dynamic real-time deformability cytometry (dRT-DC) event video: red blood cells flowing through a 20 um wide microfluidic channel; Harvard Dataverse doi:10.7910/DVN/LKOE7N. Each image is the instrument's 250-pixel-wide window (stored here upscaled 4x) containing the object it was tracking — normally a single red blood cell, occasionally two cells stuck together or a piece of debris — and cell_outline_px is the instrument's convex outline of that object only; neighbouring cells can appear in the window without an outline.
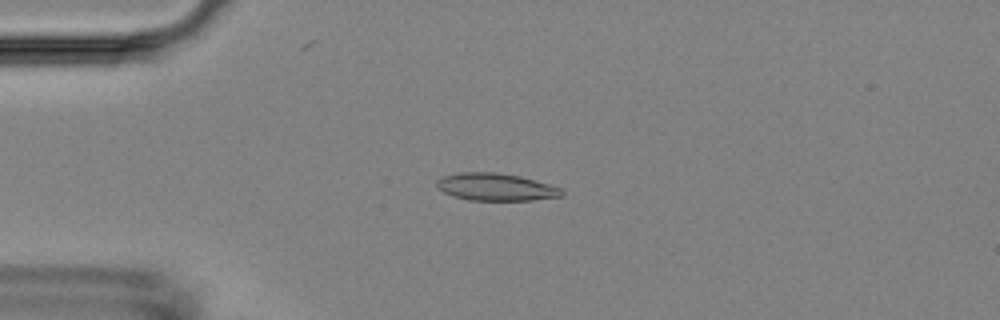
{"species": "Egyptian fruit bat (a non-hibernating species)", "species_latin": "Rousettus aegyptiacus", "temperature_condition": "room temperature", "stored_images_in_passage": 48, "camera_frame_rate_fps": 3000, "um_per_image_px": 0.085, "animal": {"sex": "female"}, "frame": {"image": 1, "passage_image": 6, "time_ms": 1.667, "image_size_px": [1000, 320], "cell_outline_px": [[564, 196], [532, 200], [468, 200], [452, 196], [436, 188], [436, 180], [444, 176], [460, 172], [496, 172], [520, 176], [564, 188]], "centroid_in_image_um": [42.16, 15.89], "position_along_channel_um": 42.8, "area_um2": 20.17}}
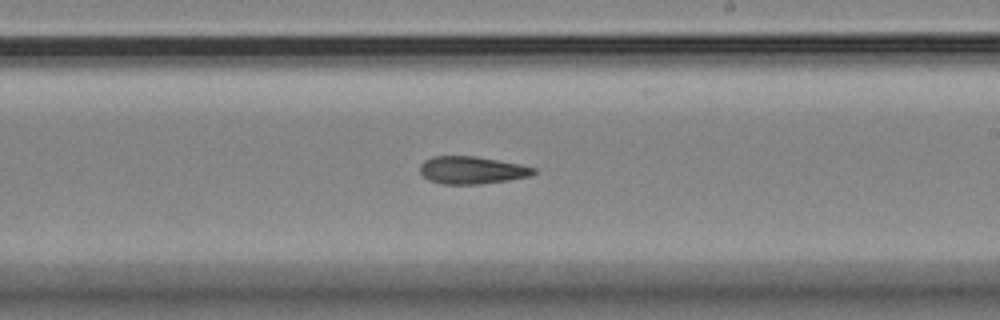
{"frame": {"image": 2, "passage_image": 25, "time_ms": 8.0, "image_size_px": [1000, 320], "cell_outline_px": [[536, 172], [532, 176], [508, 180], [480, 184], [444, 184], [428, 180], [420, 172], [420, 164], [424, 160], [432, 156], [476, 156], [520, 164], [536, 168]], "centroid_in_image_um": [40.11, 14.46], "position_along_channel_um": 248.9, "area_um2": 18.32}}
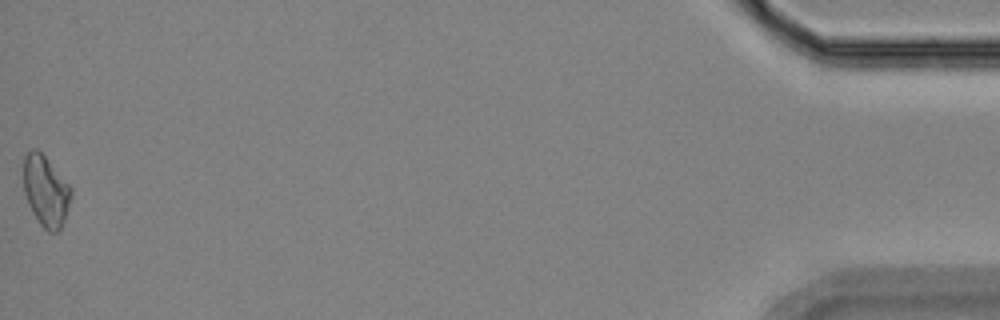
{"frame": {"image": 3, "passage_image": 48, "time_ms": 15.667, "image_size_px": [1000, 320], "cell_outline_px": [[72, 196], [64, 220], [60, 228], [56, 232], [48, 232], [40, 224], [32, 212], [28, 204], [24, 192], [24, 156], [32, 148], [36, 148], [44, 156], [72, 188]], "centroid_in_image_um": [3.89, 16.25], "position_along_channel_um": 431.3, "area_um2": 19.42}}